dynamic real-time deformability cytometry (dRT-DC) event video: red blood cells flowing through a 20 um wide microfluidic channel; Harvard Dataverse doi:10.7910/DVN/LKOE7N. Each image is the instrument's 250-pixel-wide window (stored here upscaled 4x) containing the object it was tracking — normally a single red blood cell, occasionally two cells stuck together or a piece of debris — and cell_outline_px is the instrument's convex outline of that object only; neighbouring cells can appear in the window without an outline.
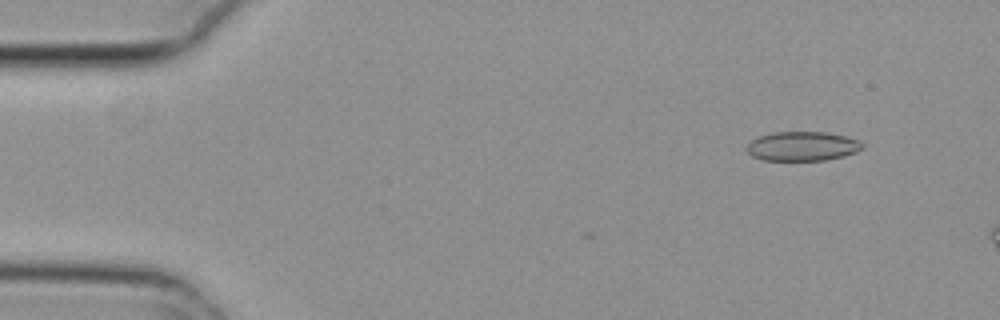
{"species": "common noctule bat (a hibernating species)", "species_latin": "Nyctalus noctula", "temperature_condition": "cold", "stored_images_in_passage": 3, "camera_frame_rate_fps": 3000, "um_per_image_px": 0.085, "animal": {"sex": "female", "body_mass_g": 29.2, "forearm_length_mm": 56.3}, "frame": {"image": 1, "passage_image": 1, "time_ms": 0.0, "image_size_px": [1000, 320], "cell_outline_px": [[864, 148], [856, 152], [844, 156], [828, 160], [764, 160], [752, 156], [744, 148], [752, 140], [760, 136], [772, 132], [828, 132], [860, 140], [864, 144]], "centroid_in_image_um": [68.23, 12.43], "position_along_channel_um": 16.8, "area_um2": 19.88}}